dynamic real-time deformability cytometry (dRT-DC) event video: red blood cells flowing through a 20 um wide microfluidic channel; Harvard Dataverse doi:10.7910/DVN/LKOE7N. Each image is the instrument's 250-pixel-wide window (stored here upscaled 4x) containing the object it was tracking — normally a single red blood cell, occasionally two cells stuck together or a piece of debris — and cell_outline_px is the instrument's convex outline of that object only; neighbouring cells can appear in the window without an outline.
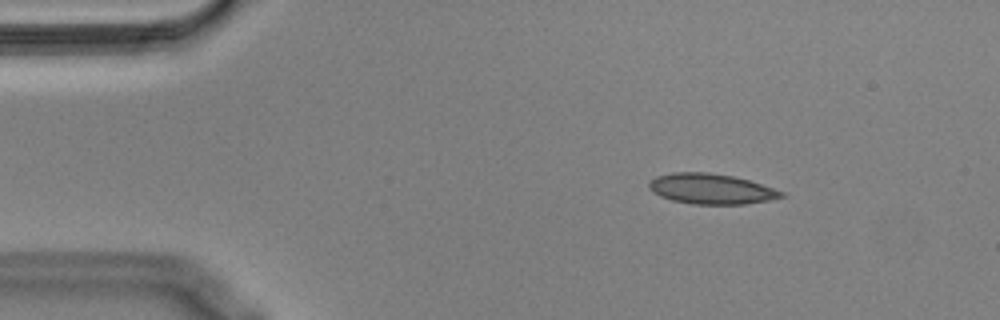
{"species": "Egyptian fruit bat (a non-hibernating species)", "species_latin": "Rousettus aegyptiacus", "temperature_condition": "cold", "stored_images_in_passage": 54, "camera_frame_rate_fps": 3000, "um_per_image_px": 0.085, "animal": {"sex": "male"}, "frame": {"image": 1, "passage_image": 7, "time_ms": 2.0, "image_size_px": [1000, 320], "cell_outline_px": [[788, 196], [768, 200], [744, 204], [692, 204], [672, 200], [660, 196], [652, 192], [648, 188], [648, 184], [656, 176], [672, 172], [708, 172], [732, 176], [748, 180], [784, 192]], "centroid_in_image_um": [60.42, 16.05], "position_along_channel_um": 24.6, "area_um2": 23.35}}
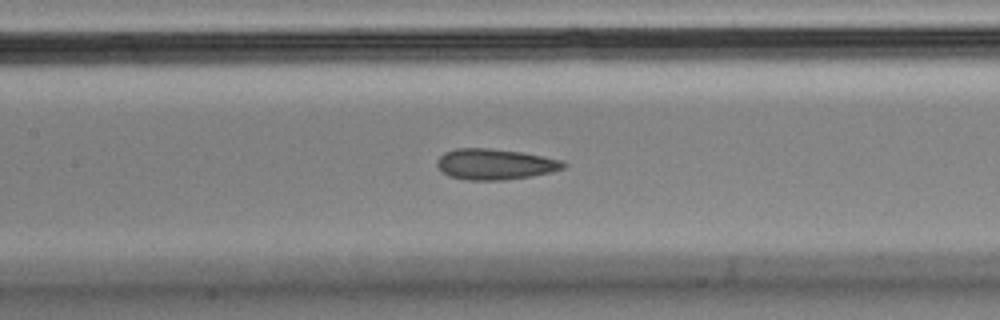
{"frame": {"image": 2, "passage_image": 24, "time_ms": 7.667, "image_size_px": [1000, 320], "cell_outline_px": [[568, 164], [564, 168], [552, 172], [504, 180], [468, 180], [448, 176], [436, 164], [436, 160], [444, 152], [456, 148], [488, 148], [520, 152], [564, 160]], "centroid_in_image_um": [42.08, 13.95], "position_along_channel_um": 165.3, "area_um2": 22.66}}
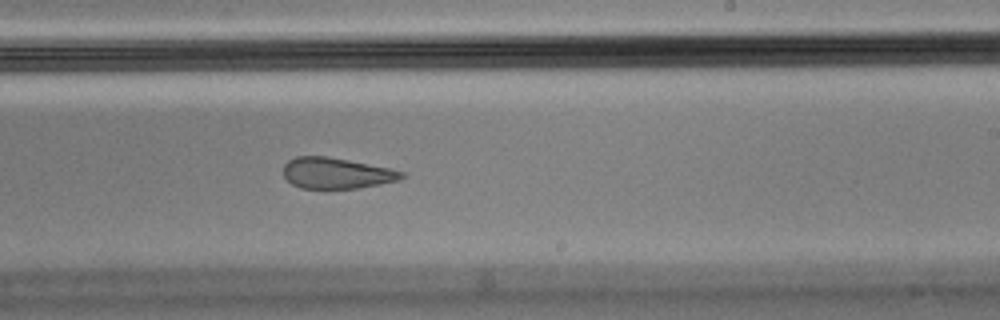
{"frame": {"image": 3, "passage_image": 32, "time_ms": 10.333, "image_size_px": [1000, 320], "cell_outline_px": [[404, 176], [400, 180], [360, 188], [300, 188], [292, 184], [284, 176], [284, 164], [288, 160], [296, 156], [328, 156], [392, 168], [404, 172]], "centroid_in_image_um": [28.61, 14.71], "position_along_channel_um": 260.4, "area_um2": 21.44}, "authors_computed_cell_mechanics": {"area_um2": 23.0044, "velocity_mm_per_s": 3.5774, "shape_relaxation_time_tau1_ms": null, "shape_relaxation_time_tau2_ms": 2.3016, "deformation_change_tau1": null, "deformation_change_tau2": 0.0789}}